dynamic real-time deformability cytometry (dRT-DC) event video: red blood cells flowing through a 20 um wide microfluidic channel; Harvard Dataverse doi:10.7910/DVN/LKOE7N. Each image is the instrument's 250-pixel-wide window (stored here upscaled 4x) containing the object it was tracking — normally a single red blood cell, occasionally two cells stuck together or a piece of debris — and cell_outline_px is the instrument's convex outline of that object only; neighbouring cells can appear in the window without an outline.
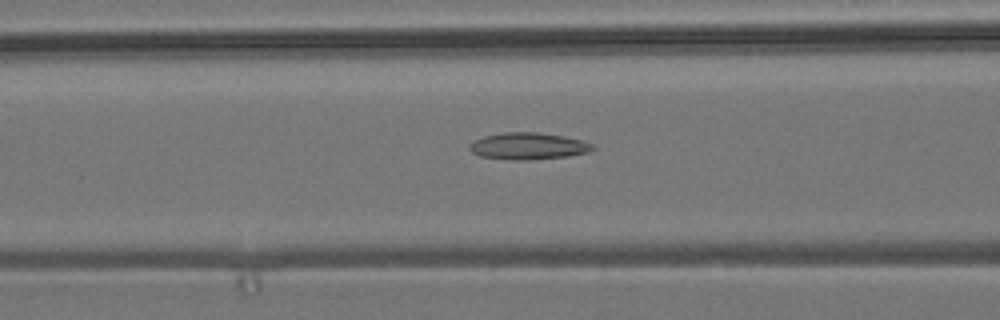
{"species": "common noctule bat (a hibernating species)", "species_latin": "Nyctalus noctula", "temperature_condition": "room temperature", "stored_images_in_passage": 43, "camera_frame_rate_fps": 3000, "um_per_image_px": 0.085, "animal": {"sex": "male", "body_mass_g": 19.2, "forearm_length_mm": 51.8}, "frame": {"image": 1, "passage_image": 10, "time_ms": 3.0, "image_size_px": [1000, 320], "cell_outline_px": [[596, 148], [588, 152], [568, 156], [528, 160], [512, 160], [480, 156], [472, 152], [468, 148], [468, 144], [472, 140], [484, 136], [504, 132], [536, 132], [564, 136], [580, 140], [592, 144]], "centroid_in_image_um": [44.85, 12.41], "position_along_channel_um": 121.7, "area_um2": 19.31}}
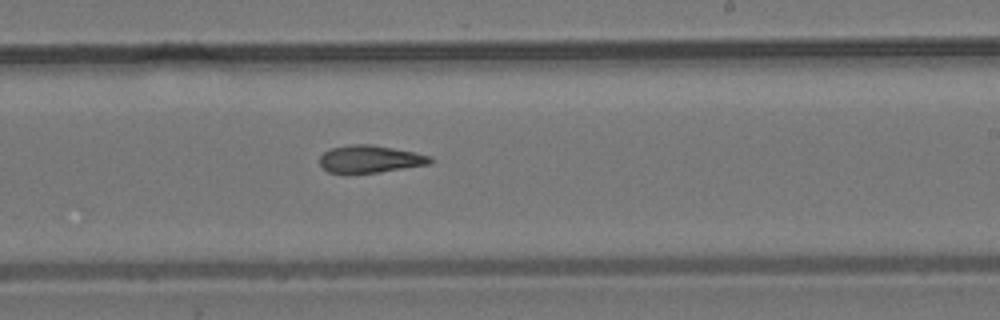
{"frame": {"image": 2, "passage_image": 21, "time_ms": 6.667, "image_size_px": [1000, 320], "cell_outline_px": [[432, 164], [376, 172], [328, 172], [320, 164], [320, 156], [324, 152], [332, 148], [352, 144], [372, 144], [432, 156]], "centroid_in_image_um": [31.48, 13.5], "position_along_channel_um": 257.5, "area_um2": 17.28}}
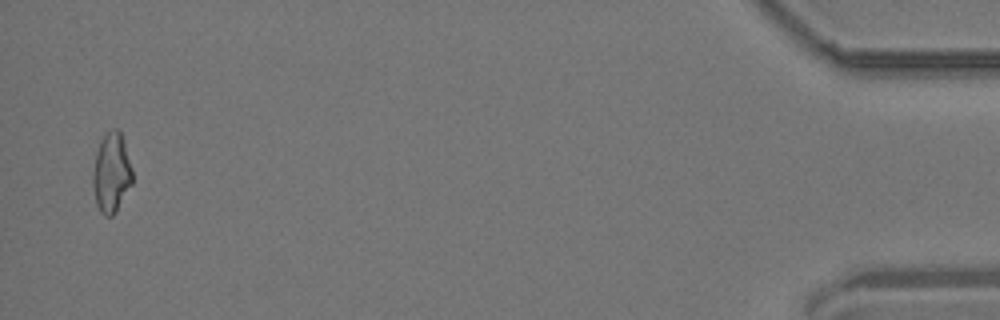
{"frame": {"image": 3, "passage_image": 42, "time_ms": 13.667, "image_size_px": [1000, 320], "cell_outline_px": [[132, 184], [116, 212], [112, 216], [104, 216], [100, 212], [96, 204], [92, 184], [92, 172], [96, 152], [100, 140], [112, 128], [116, 128], [120, 132], [124, 140], [132, 168]], "centroid_in_image_um": [9.46, 14.7], "position_along_channel_um": 425.7, "area_um2": 18.55}, "authors_computed_cell_mechanics": {"area_um2": 18.1492, "velocity_mm_per_s": 3.7138, "shape_relaxation_time_tau1_ms": null, "shape_relaxation_time_tau2_ms": 4.3537, "deformation_change_tau1": null, "deformation_change_tau2": 0.1368}}